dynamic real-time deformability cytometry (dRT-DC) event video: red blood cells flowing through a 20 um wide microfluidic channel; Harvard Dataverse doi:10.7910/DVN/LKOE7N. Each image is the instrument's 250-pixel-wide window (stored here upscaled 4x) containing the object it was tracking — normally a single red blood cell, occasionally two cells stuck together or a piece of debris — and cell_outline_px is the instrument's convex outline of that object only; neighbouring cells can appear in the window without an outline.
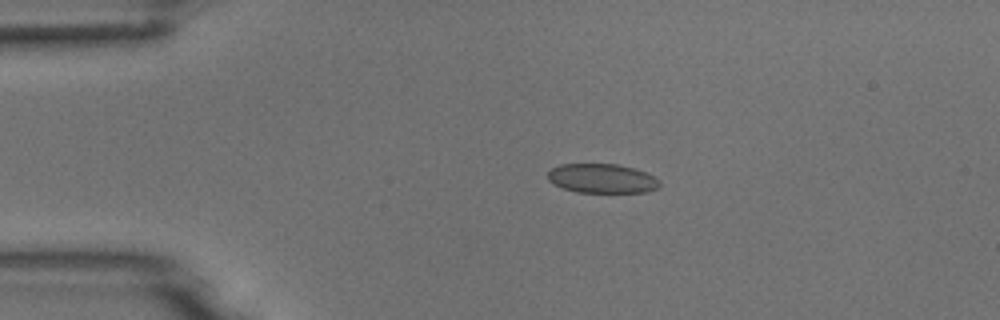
{"species": "common noctule bat (a hibernating species)", "species_latin": "Nyctalus noctula", "temperature_condition": "room temperature", "stored_images_in_passage": 5, "camera_frame_rate_fps": 3000, "um_per_image_px": 0.085, "animal": {"sex": "male", "body_mass_g": 18.8}, "frame": {"image": 1, "passage_image": 3, "time_ms": 3.333, "image_size_px": [1000, 320], "cell_outline_px": [[660, 188], [648, 192], [576, 192], [564, 188], [548, 180], [548, 172], [552, 168], [560, 164], [616, 164], [632, 168], [656, 176], [660, 180]], "centroid_in_image_um": [51.22, 15.17], "position_along_channel_um": 33.8, "area_um2": 19.07}}